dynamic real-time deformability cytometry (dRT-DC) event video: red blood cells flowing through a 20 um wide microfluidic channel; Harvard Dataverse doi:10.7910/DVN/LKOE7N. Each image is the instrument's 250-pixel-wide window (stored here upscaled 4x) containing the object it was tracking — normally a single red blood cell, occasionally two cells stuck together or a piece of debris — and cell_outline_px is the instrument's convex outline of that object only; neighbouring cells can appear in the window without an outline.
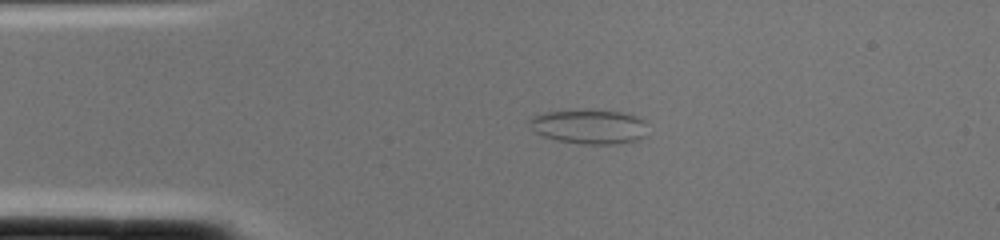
{"species": "common noctule bat (a hibernating species)", "species_latin": "Nyctalus noctula", "temperature_condition": "cold", "stored_images_in_passage": 3, "camera_frame_rate_fps": 3000, "um_per_image_px": 0.085, "animal": {"sex": "female", "body_mass_g": 22.0, "forearm_length_mm": 56.7}, "frame": {"image": 1, "passage_image": 3, "time_ms": 0.667, "image_size_px": [1000, 240], "cell_outline_px": [[648, 136], [636, 140], [620, 144], [580, 144], [556, 140], [544, 136], [536, 132], [528, 124], [528, 120], [532, 116], [548, 112], [624, 112], [636, 116], [644, 120]], "centroid_in_image_um": [50.12, 10.81], "position_along_channel_um": 34.9, "area_um2": 23.24}}